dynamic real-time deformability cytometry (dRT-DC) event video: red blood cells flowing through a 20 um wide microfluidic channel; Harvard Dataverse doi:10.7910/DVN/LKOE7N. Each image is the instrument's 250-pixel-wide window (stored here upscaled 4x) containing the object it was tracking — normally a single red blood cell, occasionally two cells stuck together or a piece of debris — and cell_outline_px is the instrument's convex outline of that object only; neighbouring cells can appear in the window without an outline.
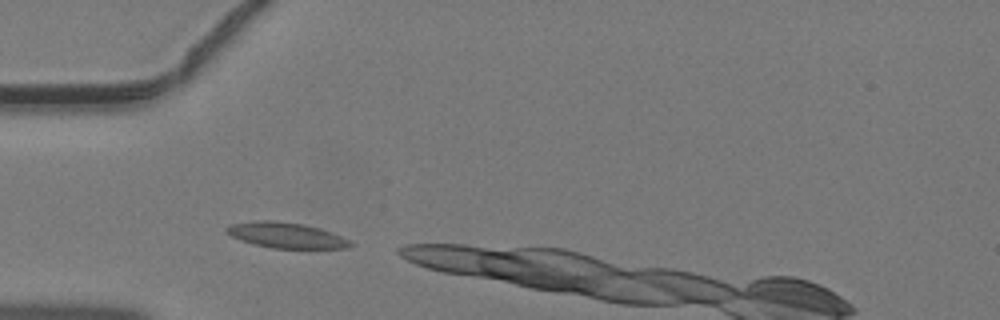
{"species": "common noctule bat (a hibernating species)", "species_latin": "Nyctalus noctula", "temperature_condition": "warm", "stored_images_in_passage": 4, "camera_frame_rate_fps": 3000, "um_per_image_px": 0.085, "animal": {"sex": "male", "body_mass_g": 19.2, "forearm_length_mm": 51.8}, "frame": {"image": 1, "passage_image": 1, "time_ms": 0.0, "image_size_px": [1000, 320], "cell_outline_px": [[352, 244], [348, 248], [272, 248], [240, 240], [224, 232], [224, 228], [232, 224], [256, 220], [276, 220], [304, 224], [320, 228], [340, 236], [348, 240]], "centroid_in_image_um": [24.27, 19.98], "position_along_channel_um": 60.7, "area_um2": 18.32}}